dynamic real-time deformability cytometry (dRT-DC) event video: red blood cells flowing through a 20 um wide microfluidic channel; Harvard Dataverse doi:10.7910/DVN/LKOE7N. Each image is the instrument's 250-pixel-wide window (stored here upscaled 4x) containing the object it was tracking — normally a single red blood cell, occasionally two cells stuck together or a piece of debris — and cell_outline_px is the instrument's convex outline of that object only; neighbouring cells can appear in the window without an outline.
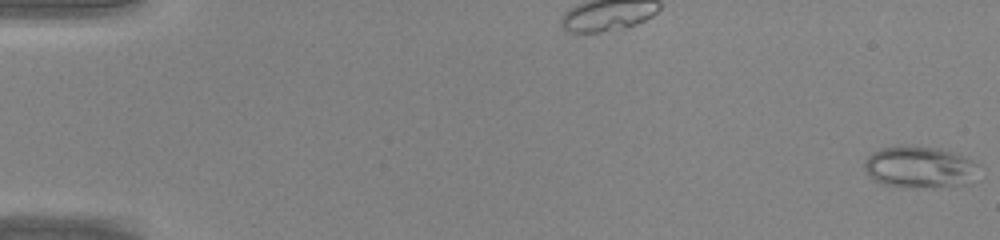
{"species": "common noctule bat (a hibernating species)", "species_latin": "Nyctalus noctula", "temperature_condition": "warm", "stored_images_in_passage": 46, "camera_frame_rate_fps": 3000, "um_per_image_px": 0.085, "animal": {"sex": "male", "body_mass_g": 20.0, "forearm_length_mm": 53.3}, "frame": {"image": 1, "passage_image": 1, "time_ms": 0.0, "image_size_px": [1000, 240], "cell_outline_px": [[980, 180], [968, 184], [916, 188], [908, 188], [884, 184], [868, 176], [864, 168], [864, 164], [868, 156], [872, 152], [880, 148], [900, 144], [904, 144], [940, 148], [964, 156], [980, 164]], "centroid_in_image_um": [78.24, 14.2], "position_along_channel_um": 6.8, "area_um2": 28.73}}
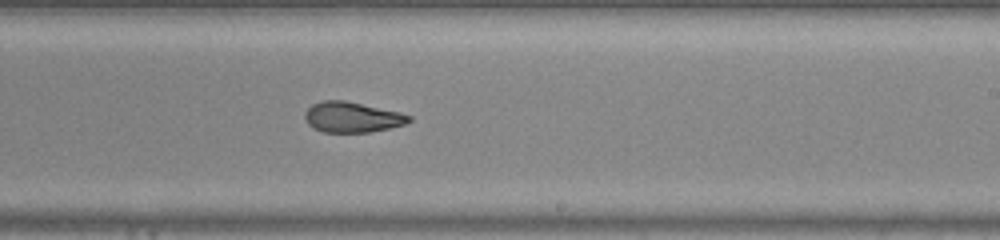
{"frame": {"image": 2, "passage_image": 29, "time_ms": 9.333, "image_size_px": [1000, 240], "cell_outline_px": [[412, 120], [404, 124], [388, 128], [368, 132], [324, 132], [312, 128], [308, 124], [304, 116], [304, 112], [312, 104], [324, 100], [344, 100], [400, 112], [412, 116]], "centroid_in_image_um": [29.91, 9.95], "position_along_channel_um": 259.1, "area_um2": 18.44}}
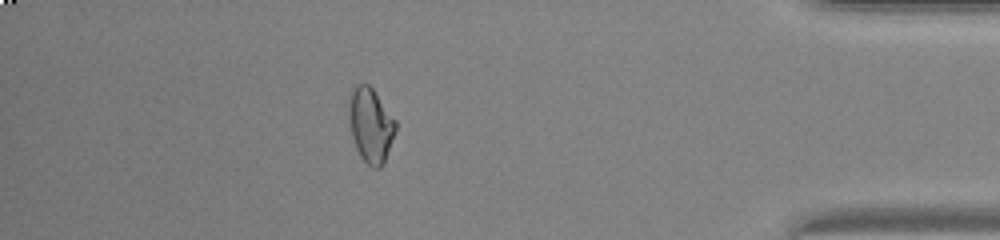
{"frame": {"image": 3, "passage_image": 41, "time_ms": 13.333, "image_size_px": [1000, 240], "cell_outline_px": [[396, 128], [384, 164], [380, 168], [372, 168], [360, 156], [356, 148], [352, 136], [348, 120], [348, 96], [352, 84], [368, 84], [372, 88], [396, 120]], "centroid_in_image_um": [31.47, 10.6], "position_along_channel_um": 403.7, "area_um2": 20.58}}